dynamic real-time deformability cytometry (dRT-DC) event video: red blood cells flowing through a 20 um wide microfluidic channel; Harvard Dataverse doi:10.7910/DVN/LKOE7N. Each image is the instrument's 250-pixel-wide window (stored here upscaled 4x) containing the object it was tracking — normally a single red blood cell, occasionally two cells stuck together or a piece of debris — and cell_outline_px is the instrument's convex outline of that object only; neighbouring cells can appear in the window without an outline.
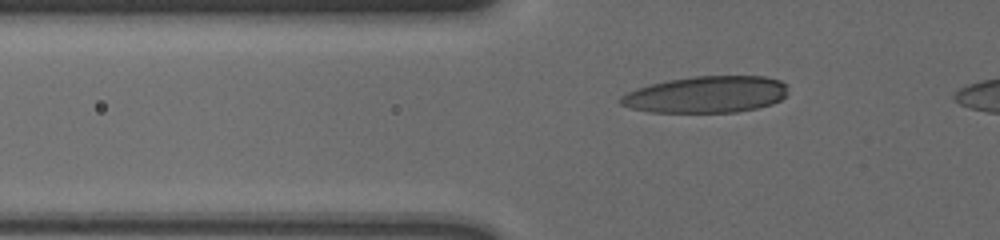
{"species": "human", "species_latin": "Homo sapiens", "temperature_condition": "cold", "stored_images_in_passage": 43, "camera_frame_rate_fps": 3000, "um_per_image_px": 0.085, "donor": {"sex": "male"}, "frame": {"image": 1, "passage_image": 9, "time_ms": 2.667, "image_size_px": [1000, 240], "cell_outline_px": [[788, 84], [784, 96], [780, 100], [772, 104], [756, 108], [736, 112], [648, 112], [632, 108], [620, 104], [616, 100], [620, 96], [636, 88], [668, 80], [696, 76], [764, 76], [780, 80]], "centroid_in_image_um": [60.02, 8.03], "position_along_channel_um": 65.8, "area_um2": 35.78}}
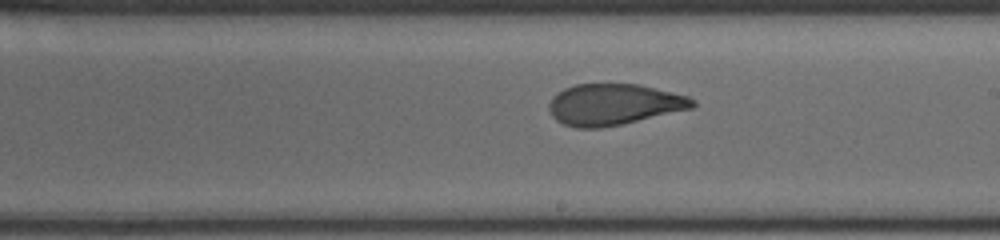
{"frame": {"image": 2, "passage_image": 24, "time_ms": 7.667, "image_size_px": [1000, 240], "cell_outline_px": [[696, 104], [692, 108], [620, 124], [600, 128], [576, 128], [564, 124], [556, 120], [552, 116], [548, 108], [548, 104], [552, 96], [564, 88], [576, 84], [636, 84], [688, 96], [696, 100]], "centroid_in_image_um": [52.12, 8.88], "position_along_channel_um": 236.9, "area_um2": 34.22}}
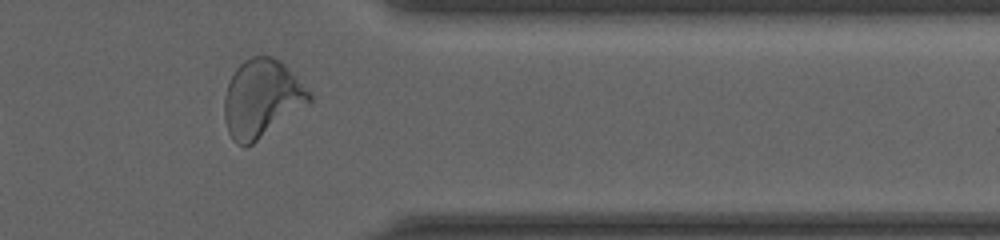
{"frame": {"image": 3, "passage_image": 37, "time_ms": 12.0, "image_size_px": [1000, 240], "cell_outline_px": [[312, 100], [308, 104], [252, 144], [244, 148], [236, 144], [232, 140], [228, 132], [224, 116], [224, 96], [228, 84], [236, 68], [244, 60], [252, 56], [272, 56], [280, 60], [288, 68], [312, 96]], "centroid_in_image_um": [22.21, 8.39], "position_along_channel_um": 389.2, "area_um2": 38.21}}